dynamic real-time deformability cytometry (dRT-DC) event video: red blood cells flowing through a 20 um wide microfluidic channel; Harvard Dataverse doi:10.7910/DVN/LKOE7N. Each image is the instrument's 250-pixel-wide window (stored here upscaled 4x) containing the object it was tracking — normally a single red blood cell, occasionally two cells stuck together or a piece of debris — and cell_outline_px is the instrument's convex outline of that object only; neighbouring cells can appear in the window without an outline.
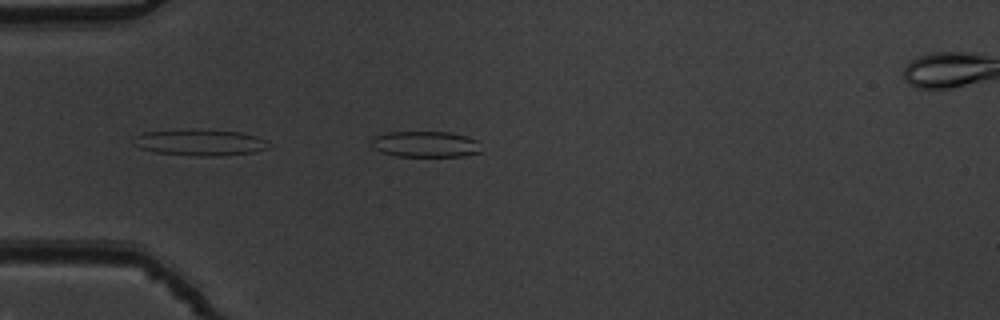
{"species": "common noctule bat (a hibernating species)", "species_latin": "Nyctalus noctula", "temperature_condition": "warm", "stored_images_in_passage": 9, "camera_frame_rate_fps": 3000, "um_per_image_px": 0.085, "animal": {"sex": "male", "body_mass_g": 19.5, "forearm_length_mm": 54.6}, "frame": {"image": 1, "passage_image": 1, "time_ms": 0.0, "image_size_px": [1000, 320], "cell_outline_px": [[480, 152], [464, 156], [396, 156], [380, 152], [372, 148], [372, 136], [388, 132], [448, 132], [464, 136], [476, 140]], "centroid_in_image_um": [36.08, 12.26], "position_along_channel_um": 48.9, "area_um2": 16.53}}
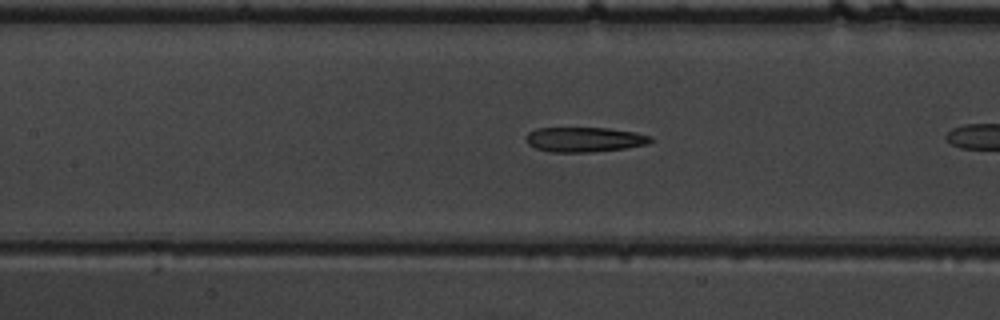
{"frame": {"image": 2, "passage_image": 8, "time_ms": 2.333, "image_size_px": [1000, 320], "cell_outline_px": [[652, 140], [648, 144], [624, 148], [592, 152], [552, 152], [536, 148], [528, 144], [524, 136], [528, 132], [536, 128], [608, 128], [636, 132], [652, 136]], "centroid_in_image_um": [49.67, 11.85], "position_along_channel_um": 157.7, "area_um2": 18.09}}